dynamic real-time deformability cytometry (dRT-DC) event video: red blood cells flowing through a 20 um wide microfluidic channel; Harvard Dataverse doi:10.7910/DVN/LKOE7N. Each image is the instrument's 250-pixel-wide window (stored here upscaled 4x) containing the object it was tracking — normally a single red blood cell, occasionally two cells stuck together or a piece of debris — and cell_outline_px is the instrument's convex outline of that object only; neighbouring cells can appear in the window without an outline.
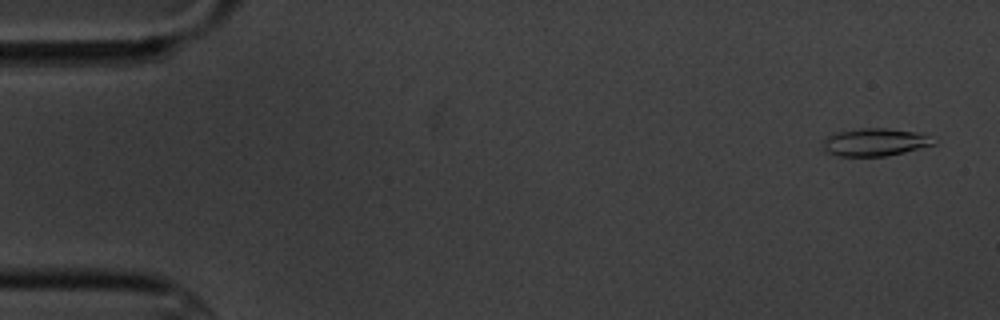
{"species": "common noctule bat (a hibernating species)", "species_latin": "Nyctalus noctula", "temperature_condition": "cold", "stored_images_in_passage": 3, "segment_of_instrument_passage": [2, 2], "camera_frame_rate_fps": 3000, "um_per_image_px": 0.085, "animal": {"sex": "male", "body_mass_g": 20.1, "forearm_length_mm": 53.5}, "frame": {"image": 1, "passage_image": 3, "time_ms": 3.0, "image_size_px": [1000, 320], "cell_outline_px": [[936, 144], [888, 156], [836, 156], [828, 152], [824, 148], [824, 140], [828, 136], [836, 132], [860, 128], [888, 128], [916, 132], [928, 136]], "centroid_in_image_um": [74.36, 12.08], "position_along_channel_um": 10.6, "area_um2": 17.69}}